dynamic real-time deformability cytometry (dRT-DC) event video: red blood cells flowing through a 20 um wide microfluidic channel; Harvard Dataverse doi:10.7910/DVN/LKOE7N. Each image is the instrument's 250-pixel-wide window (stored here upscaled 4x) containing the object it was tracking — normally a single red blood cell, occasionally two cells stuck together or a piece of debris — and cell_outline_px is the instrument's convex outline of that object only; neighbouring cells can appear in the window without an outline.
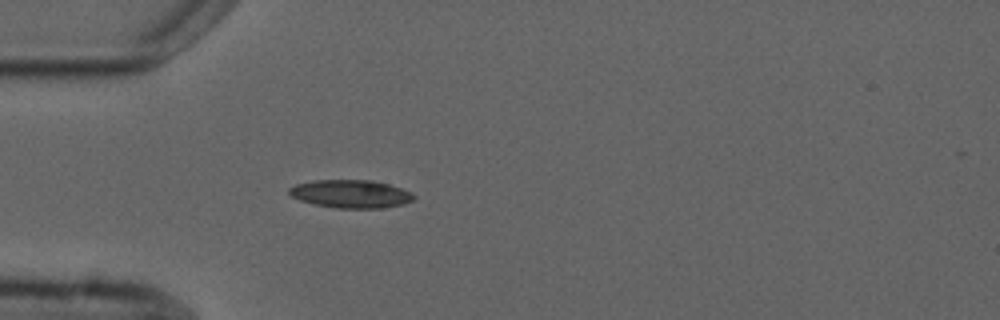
{"species": "common noctule bat (a hibernating species)", "species_latin": "Nyctalus noctula", "temperature_condition": "cold", "stored_images_in_passage": 1, "camera_frame_rate_fps": 3000, "um_per_image_px": 0.085, "animal": {"sex": "male", "forearm_length_mm": 52.5}, "frame": {"image": 1, "passage_image": 1, "time_ms": 0.0, "image_size_px": [1000, 320], "cell_outline_px": [[416, 196], [412, 200], [404, 204], [380, 208], [336, 208], [316, 204], [300, 200], [292, 196], [288, 192], [288, 188], [296, 184], [312, 180], [372, 180], [388, 184], [412, 192]], "centroid_in_image_um": [29.82, 16.47], "position_along_channel_um": 55.2, "area_um2": 20.35}}